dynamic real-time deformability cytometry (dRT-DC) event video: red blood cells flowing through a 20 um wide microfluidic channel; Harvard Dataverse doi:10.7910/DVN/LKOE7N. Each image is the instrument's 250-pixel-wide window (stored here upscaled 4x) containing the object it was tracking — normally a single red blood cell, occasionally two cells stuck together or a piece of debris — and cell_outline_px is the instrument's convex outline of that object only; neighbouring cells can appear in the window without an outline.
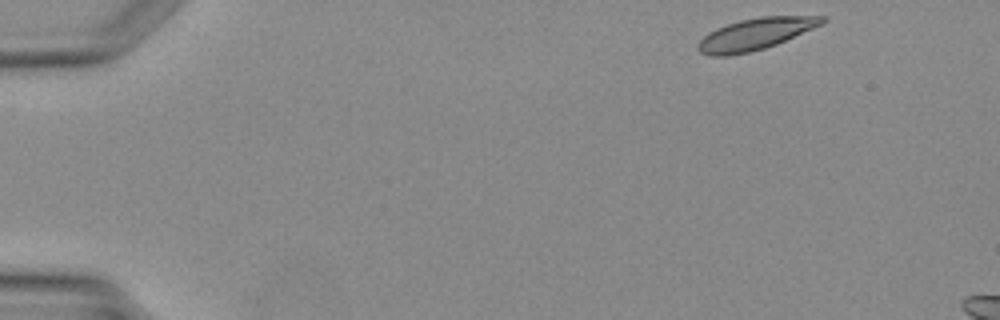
{"species": "Egyptian fruit bat (a non-hibernating species)", "species_latin": "Rousettus aegyptiacus", "temperature_condition": "warm", "stored_images_in_passage": 3, "camera_frame_rate_fps": 3000, "um_per_image_px": 0.085, "animal": {"sex": "female"}, "frame": {"image": 1, "passage_image": 1, "time_ms": 0.0, "image_size_px": [1000, 320], "cell_outline_px": [[828, 20], [812, 28], [776, 44], [764, 48], [748, 52], [728, 56], [712, 56], [700, 52], [696, 48], [696, 44], [708, 32], [716, 28], [740, 20], [760, 16], [828, 16]], "centroid_in_image_um": [64.17, 2.89], "position_along_channel_um": 20.8, "area_um2": 22.66}}